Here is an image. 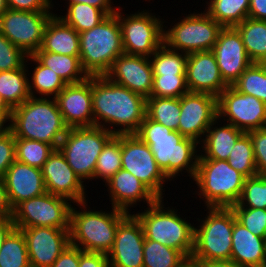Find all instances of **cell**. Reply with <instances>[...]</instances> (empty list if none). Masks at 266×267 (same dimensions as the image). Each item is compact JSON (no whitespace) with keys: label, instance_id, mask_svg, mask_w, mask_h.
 <instances>
[{"label":"cell","instance_id":"obj_8","mask_svg":"<svg viewBox=\"0 0 266 267\" xmlns=\"http://www.w3.org/2000/svg\"><path fill=\"white\" fill-rule=\"evenodd\" d=\"M206 210L205 219L197 218L200 224L194 227V249L189 261H230L234 212L231 207Z\"/></svg>","mask_w":266,"mask_h":267},{"label":"cell","instance_id":"obj_24","mask_svg":"<svg viewBox=\"0 0 266 267\" xmlns=\"http://www.w3.org/2000/svg\"><path fill=\"white\" fill-rule=\"evenodd\" d=\"M4 181L12 209L24 200L46 192L42 169L14 161L7 169Z\"/></svg>","mask_w":266,"mask_h":267},{"label":"cell","instance_id":"obj_51","mask_svg":"<svg viewBox=\"0 0 266 267\" xmlns=\"http://www.w3.org/2000/svg\"><path fill=\"white\" fill-rule=\"evenodd\" d=\"M79 267H109L107 254L83 252L80 255Z\"/></svg>","mask_w":266,"mask_h":267},{"label":"cell","instance_id":"obj_31","mask_svg":"<svg viewBox=\"0 0 266 267\" xmlns=\"http://www.w3.org/2000/svg\"><path fill=\"white\" fill-rule=\"evenodd\" d=\"M234 28L241 36L249 59L259 63L266 55V20L248 17Z\"/></svg>","mask_w":266,"mask_h":267},{"label":"cell","instance_id":"obj_35","mask_svg":"<svg viewBox=\"0 0 266 267\" xmlns=\"http://www.w3.org/2000/svg\"><path fill=\"white\" fill-rule=\"evenodd\" d=\"M143 267H184L189 260L174 248L145 239Z\"/></svg>","mask_w":266,"mask_h":267},{"label":"cell","instance_id":"obj_34","mask_svg":"<svg viewBox=\"0 0 266 267\" xmlns=\"http://www.w3.org/2000/svg\"><path fill=\"white\" fill-rule=\"evenodd\" d=\"M180 112V98H147L146 116L173 131H178Z\"/></svg>","mask_w":266,"mask_h":267},{"label":"cell","instance_id":"obj_9","mask_svg":"<svg viewBox=\"0 0 266 267\" xmlns=\"http://www.w3.org/2000/svg\"><path fill=\"white\" fill-rule=\"evenodd\" d=\"M113 136L112 132L97 126L68 128L58 149L81 181H90L94 180L98 156Z\"/></svg>","mask_w":266,"mask_h":267},{"label":"cell","instance_id":"obj_45","mask_svg":"<svg viewBox=\"0 0 266 267\" xmlns=\"http://www.w3.org/2000/svg\"><path fill=\"white\" fill-rule=\"evenodd\" d=\"M236 220L245 226L252 234L265 238L266 209L261 208H232Z\"/></svg>","mask_w":266,"mask_h":267},{"label":"cell","instance_id":"obj_27","mask_svg":"<svg viewBox=\"0 0 266 267\" xmlns=\"http://www.w3.org/2000/svg\"><path fill=\"white\" fill-rule=\"evenodd\" d=\"M218 122L222 123L217 117L207 129L205 137L200 143L202 150L199 159L228 160L237 140L245 133L230 123L223 121L224 124L219 125Z\"/></svg>","mask_w":266,"mask_h":267},{"label":"cell","instance_id":"obj_1","mask_svg":"<svg viewBox=\"0 0 266 267\" xmlns=\"http://www.w3.org/2000/svg\"><path fill=\"white\" fill-rule=\"evenodd\" d=\"M146 101L105 76H92L94 126L114 135L136 133L146 117Z\"/></svg>","mask_w":266,"mask_h":267},{"label":"cell","instance_id":"obj_2","mask_svg":"<svg viewBox=\"0 0 266 267\" xmlns=\"http://www.w3.org/2000/svg\"><path fill=\"white\" fill-rule=\"evenodd\" d=\"M136 135L149 145L158 167L170 181L178 178L180 173L183 175L186 172L192 180L194 179L200 155L198 153L200 143L184 137L178 131H173L147 116Z\"/></svg>","mask_w":266,"mask_h":267},{"label":"cell","instance_id":"obj_12","mask_svg":"<svg viewBox=\"0 0 266 267\" xmlns=\"http://www.w3.org/2000/svg\"><path fill=\"white\" fill-rule=\"evenodd\" d=\"M71 203L65 197L45 192L19 203L13 209L12 220L15 228L43 226L69 229Z\"/></svg>","mask_w":266,"mask_h":267},{"label":"cell","instance_id":"obj_44","mask_svg":"<svg viewBox=\"0 0 266 267\" xmlns=\"http://www.w3.org/2000/svg\"><path fill=\"white\" fill-rule=\"evenodd\" d=\"M187 92L186 75H154L150 96L180 98Z\"/></svg>","mask_w":266,"mask_h":267},{"label":"cell","instance_id":"obj_21","mask_svg":"<svg viewBox=\"0 0 266 267\" xmlns=\"http://www.w3.org/2000/svg\"><path fill=\"white\" fill-rule=\"evenodd\" d=\"M104 76L146 99L151 95L154 74L148 57L124 53L113 61Z\"/></svg>","mask_w":266,"mask_h":267},{"label":"cell","instance_id":"obj_56","mask_svg":"<svg viewBox=\"0 0 266 267\" xmlns=\"http://www.w3.org/2000/svg\"><path fill=\"white\" fill-rule=\"evenodd\" d=\"M193 267H238L232 261H190Z\"/></svg>","mask_w":266,"mask_h":267},{"label":"cell","instance_id":"obj_58","mask_svg":"<svg viewBox=\"0 0 266 267\" xmlns=\"http://www.w3.org/2000/svg\"><path fill=\"white\" fill-rule=\"evenodd\" d=\"M7 9L6 0H0V16Z\"/></svg>","mask_w":266,"mask_h":267},{"label":"cell","instance_id":"obj_4","mask_svg":"<svg viewBox=\"0 0 266 267\" xmlns=\"http://www.w3.org/2000/svg\"><path fill=\"white\" fill-rule=\"evenodd\" d=\"M88 201L76 203L81 208L71 207L69 236L70 244L85 252L108 254L114 245L119 223L129 214L113 208L111 212L92 210ZM107 211V212H106Z\"/></svg>","mask_w":266,"mask_h":267},{"label":"cell","instance_id":"obj_22","mask_svg":"<svg viewBox=\"0 0 266 267\" xmlns=\"http://www.w3.org/2000/svg\"><path fill=\"white\" fill-rule=\"evenodd\" d=\"M211 51L215 55L223 80L229 86L253 63L234 27H223Z\"/></svg>","mask_w":266,"mask_h":267},{"label":"cell","instance_id":"obj_5","mask_svg":"<svg viewBox=\"0 0 266 267\" xmlns=\"http://www.w3.org/2000/svg\"><path fill=\"white\" fill-rule=\"evenodd\" d=\"M80 62L88 76H104L124 54L118 10L92 29L79 33Z\"/></svg>","mask_w":266,"mask_h":267},{"label":"cell","instance_id":"obj_61","mask_svg":"<svg viewBox=\"0 0 266 267\" xmlns=\"http://www.w3.org/2000/svg\"><path fill=\"white\" fill-rule=\"evenodd\" d=\"M184 267H193L191 262L189 261Z\"/></svg>","mask_w":266,"mask_h":267},{"label":"cell","instance_id":"obj_7","mask_svg":"<svg viewBox=\"0 0 266 267\" xmlns=\"http://www.w3.org/2000/svg\"><path fill=\"white\" fill-rule=\"evenodd\" d=\"M245 179L227 160L198 159L193 181L205 207H231L238 203Z\"/></svg>","mask_w":266,"mask_h":267},{"label":"cell","instance_id":"obj_11","mask_svg":"<svg viewBox=\"0 0 266 267\" xmlns=\"http://www.w3.org/2000/svg\"><path fill=\"white\" fill-rule=\"evenodd\" d=\"M118 8V21L122 32L125 54L150 57L164 43V22L148 10L124 14ZM126 16H124V15Z\"/></svg>","mask_w":266,"mask_h":267},{"label":"cell","instance_id":"obj_36","mask_svg":"<svg viewBox=\"0 0 266 267\" xmlns=\"http://www.w3.org/2000/svg\"><path fill=\"white\" fill-rule=\"evenodd\" d=\"M66 7L65 15L59 17L78 33L92 29L108 16L101 9L89 4H66Z\"/></svg>","mask_w":266,"mask_h":267},{"label":"cell","instance_id":"obj_47","mask_svg":"<svg viewBox=\"0 0 266 267\" xmlns=\"http://www.w3.org/2000/svg\"><path fill=\"white\" fill-rule=\"evenodd\" d=\"M247 133L253 144L257 173L266 176V127Z\"/></svg>","mask_w":266,"mask_h":267},{"label":"cell","instance_id":"obj_59","mask_svg":"<svg viewBox=\"0 0 266 267\" xmlns=\"http://www.w3.org/2000/svg\"><path fill=\"white\" fill-rule=\"evenodd\" d=\"M0 110H11L3 101V99L0 96Z\"/></svg>","mask_w":266,"mask_h":267},{"label":"cell","instance_id":"obj_3","mask_svg":"<svg viewBox=\"0 0 266 267\" xmlns=\"http://www.w3.org/2000/svg\"><path fill=\"white\" fill-rule=\"evenodd\" d=\"M67 130L55 98L30 96L11 110L10 131L15 138L45 142L58 149Z\"/></svg>","mask_w":266,"mask_h":267},{"label":"cell","instance_id":"obj_39","mask_svg":"<svg viewBox=\"0 0 266 267\" xmlns=\"http://www.w3.org/2000/svg\"><path fill=\"white\" fill-rule=\"evenodd\" d=\"M120 169H122L121 134H118L106 143L98 156L94 179H101L106 183Z\"/></svg>","mask_w":266,"mask_h":267},{"label":"cell","instance_id":"obj_14","mask_svg":"<svg viewBox=\"0 0 266 267\" xmlns=\"http://www.w3.org/2000/svg\"><path fill=\"white\" fill-rule=\"evenodd\" d=\"M54 14L7 9L0 16V33L27 55H33L41 48L46 24Z\"/></svg>","mask_w":266,"mask_h":267},{"label":"cell","instance_id":"obj_26","mask_svg":"<svg viewBox=\"0 0 266 267\" xmlns=\"http://www.w3.org/2000/svg\"><path fill=\"white\" fill-rule=\"evenodd\" d=\"M230 261L238 267H266V240L240 224L234 214Z\"/></svg>","mask_w":266,"mask_h":267},{"label":"cell","instance_id":"obj_38","mask_svg":"<svg viewBox=\"0 0 266 267\" xmlns=\"http://www.w3.org/2000/svg\"><path fill=\"white\" fill-rule=\"evenodd\" d=\"M0 267H31L24 234L14 229L0 249Z\"/></svg>","mask_w":266,"mask_h":267},{"label":"cell","instance_id":"obj_43","mask_svg":"<svg viewBox=\"0 0 266 267\" xmlns=\"http://www.w3.org/2000/svg\"><path fill=\"white\" fill-rule=\"evenodd\" d=\"M231 208L266 209V176L256 175L246 178L241 197Z\"/></svg>","mask_w":266,"mask_h":267},{"label":"cell","instance_id":"obj_28","mask_svg":"<svg viewBox=\"0 0 266 267\" xmlns=\"http://www.w3.org/2000/svg\"><path fill=\"white\" fill-rule=\"evenodd\" d=\"M38 51L80 56L79 33L54 14L46 24L43 43Z\"/></svg>","mask_w":266,"mask_h":267},{"label":"cell","instance_id":"obj_19","mask_svg":"<svg viewBox=\"0 0 266 267\" xmlns=\"http://www.w3.org/2000/svg\"><path fill=\"white\" fill-rule=\"evenodd\" d=\"M42 175L46 192L65 197L73 204L88 200L86 183L75 174L59 149H55L44 163Z\"/></svg>","mask_w":266,"mask_h":267},{"label":"cell","instance_id":"obj_52","mask_svg":"<svg viewBox=\"0 0 266 267\" xmlns=\"http://www.w3.org/2000/svg\"><path fill=\"white\" fill-rule=\"evenodd\" d=\"M67 4L84 3L104 11L107 15L115 14L118 6L115 7L111 0H66ZM112 3V4H111ZM113 5V6H112Z\"/></svg>","mask_w":266,"mask_h":267},{"label":"cell","instance_id":"obj_17","mask_svg":"<svg viewBox=\"0 0 266 267\" xmlns=\"http://www.w3.org/2000/svg\"><path fill=\"white\" fill-rule=\"evenodd\" d=\"M144 241L141 222L129 213L116 229L114 245L107 254L109 267H143Z\"/></svg>","mask_w":266,"mask_h":267},{"label":"cell","instance_id":"obj_37","mask_svg":"<svg viewBox=\"0 0 266 267\" xmlns=\"http://www.w3.org/2000/svg\"><path fill=\"white\" fill-rule=\"evenodd\" d=\"M188 54L172 50L164 43L149 57L154 75H186Z\"/></svg>","mask_w":266,"mask_h":267},{"label":"cell","instance_id":"obj_46","mask_svg":"<svg viewBox=\"0 0 266 267\" xmlns=\"http://www.w3.org/2000/svg\"><path fill=\"white\" fill-rule=\"evenodd\" d=\"M28 55L11 43L0 33V71H11L22 68L27 62ZM26 58V59H25Z\"/></svg>","mask_w":266,"mask_h":267},{"label":"cell","instance_id":"obj_18","mask_svg":"<svg viewBox=\"0 0 266 267\" xmlns=\"http://www.w3.org/2000/svg\"><path fill=\"white\" fill-rule=\"evenodd\" d=\"M16 229L25 236L31 267H51L70 244L69 229L43 226Z\"/></svg>","mask_w":266,"mask_h":267},{"label":"cell","instance_id":"obj_13","mask_svg":"<svg viewBox=\"0 0 266 267\" xmlns=\"http://www.w3.org/2000/svg\"><path fill=\"white\" fill-rule=\"evenodd\" d=\"M121 158L122 169L137 177L158 199H163L164 183L170 180L158 167L149 145L136 133L121 134Z\"/></svg>","mask_w":266,"mask_h":267},{"label":"cell","instance_id":"obj_41","mask_svg":"<svg viewBox=\"0 0 266 267\" xmlns=\"http://www.w3.org/2000/svg\"><path fill=\"white\" fill-rule=\"evenodd\" d=\"M231 86L266 104V68L259 63H252Z\"/></svg>","mask_w":266,"mask_h":267},{"label":"cell","instance_id":"obj_49","mask_svg":"<svg viewBox=\"0 0 266 267\" xmlns=\"http://www.w3.org/2000/svg\"><path fill=\"white\" fill-rule=\"evenodd\" d=\"M7 8L30 12H52V0H6ZM52 11H51V10Z\"/></svg>","mask_w":266,"mask_h":267},{"label":"cell","instance_id":"obj_25","mask_svg":"<svg viewBox=\"0 0 266 267\" xmlns=\"http://www.w3.org/2000/svg\"><path fill=\"white\" fill-rule=\"evenodd\" d=\"M105 185L108 187L112 207L127 213H131L130 208H134L137 202L143 201L149 206L158 200L144 183L124 169L118 170Z\"/></svg>","mask_w":266,"mask_h":267},{"label":"cell","instance_id":"obj_60","mask_svg":"<svg viewBox=\"0 0 266 267\" xmlns=\"http://www.w3.org/2000/svg\"><path fill=\"white\" fill-rule=\"evenodd\" d=\"M259 64L266 68V55L263 57V59L259 62Z\"/></svg>","mask_w":266,"mask_h":267},{"label":"cell","instance_id":"obj_23","mask_svg":"<svg viewBox=\"0 0 266 267\" xmlns=\"http://www.w3.org/2000/svg\"><path fill=\"white\" fill-rule=\"evenodd\" d=\"M185 73L189 92L208 93L218 97L229 86L221 76L212 51L188 54Z\"/></svg>","mask_w":266,"mask_h":267},{"label":"cell","instance_id":"obj_33","mask_svg":"<svg viewBox=\"0 0 266 267\" xmlns=\"http://www.w3.org/2000/svg\"><path fill=\"white\" fill-rule=\"evenodd\" d=\"M205 12L223 27H234L248 18L250 0H209Z\"/></svg>","mask_w":266,"mask_h":267},{"label":"cell","instance_id":"obj_54","mask_svg":"<svg viewBox=\"0 0 266 267\" xmlns=\"http://www.w3.org/2000/svg\"><path fill=\"white\" fill-rule=\"evenodd\" d=\"M248 17L256 20H266V0H250Z\"/></svg>","mask_w":266,"mask_h":267},{"label":"cell","instance_id":"obj_42","mask_svg":"<svg viewBox=\"0 0 266 267\" xmlns=\"http://www.w3.org/2000/svg\"><path fill=\"white\" fill-rule=\"evenodd\" d=\"M229 165L246 178L258 175L253 144L248 133H244L234 145L228 156Z\"/></svg>","mask_w":266,"mask_h":267},{"label":"cell","instance_id":"obj_32","mask_svg":"<svg viewBox=\"0 0 266 267\" xmlns=\"http://www.w3.org/2000/svg\"><path fill=\"white\" fill-rule=\"evenodd\" d=\"M31 59V60H30ZM35 64L32 70L31 81L29 80V93L32 97L55 98L59 92L67 85L63 79L52 69L43 66L33 55H28L26 61ZM36 94H38L36 96Z\"/></svg>","mask_w":266,"mask_h":267},{"label":"cell","instance_id":"obj_55","mask_svg":"<svg viewBox=\"0 0 266 267\" xmlns=\"http://www.w3.org/2000/svg\"><path fill=\"white\" fill-rule=\"evenodd\" d=\"M15 229L12 217H0V249L7 236Z\"/></svg>","mask_w":266,"mask_h":267},{"label":"cell","instance_id":"obj_29","mask_svg":"<svg viewBox=\"0 0 266 267\" xmlns=\"http://www.w3.org/2000/svg\"><path fill=\"white\" fill-rule=\"evenodd\" d=\"M33 56L43 66L52 69L66 84L83 82L89 77L82 68L79 56H68L47 51H36Z\"/></svg>","mask_w":266,"mask_h":267},{"label":"cell","instance_id":"obj_48","mask_svg":"<svg viewBox=\"0 0 266 267\" xmlns=\"http://www.w3.org/2000/svg\"><path fill=\"white\" fill-rule=\"evenodd\" d=\"M15 160V137L10 131L0 137V178H4L8 167Z\"/></svg>","mask_w":266,"mask_h":267},{"label":"cell","instance_id":"obj_6","mask_svg":"<svg viewBox=\"0 0 266 267\" xmlns=\"http://www.w3.org/2000/svg\"><path fill=\"white\" fill-rule=\"evenodd\" d=\"M164 199H158L143 212L134 215L141 222L145 239L179 250L190 260L194 249V225L180 217L178 210L164 207Z\"/></svg>","mask_w":266,"mask_h":267},{"label":"cell","instance_id":"obj_30","mask_svg":"<svg viewBox=\"0 0 266 267\" xmlns=\"http://www.w3.org/2000/svg\"><path fill=\"white\" fill-rule=\"evenodd\" d=\"M28 72L27 64L15 70L0 71V96L11 110L31 96Z\"/></svg>","mask_w":266,"mask_h":267},{"label":"cell","instance_id":"obj_15","mask_svg":"<svg viewBox=\"0 0 266 267\" xmlns=\"http://www.w3.org/2000/svg\"><path fill=\"white\" fill-rule=\"evenodd\" d=\"M217 110L219 119L245 133L266 127V104L254 96L238 92L232 86L217 97Z\"/></svg>","mask_w":266,"mask_h":267},{"label":"cell","instance_id":"obj_10","mask_svg":"<svg viewBox=\"0 0 266 267\" xmlns=\"http://www.w3.org/2000/svg\"><path fill=\"white\" fill-rule=\"evenodd\" d=\"M164 28V44L172 50L190 54L211 51L223 26L205 11H194L170 28L165 25Z\"/></svg>","mask_w":266,"mask_h":267},{"label":"cell","instance_id":"obj_16","mask_svg":"<svg viewBox=\"0 0 266 267\" xmlns=\"http://www.w3.org/2000/svg\"><path fill=\"white\" fill-rule=\"evenodd\" d=\"M178 132L201 143L207 129L218 117L217 97L208 93L187 92L180 97Z\"/></svg>","mask_w":266,"mask_h":267},{"label":"cell","instance_id":"obj_20","mask_svg":"<svg viewBox=\"0 0 266 267\" xmlns=\"http://www.w3.org/2000/svg\"><path fill=\"white\" fill-rule=\"evenodd\" d=\"M55 99L68 128L94 126L92 76L83 82L67 84Z\"/></svg>","mask_w":266,"mask_h":267},{"label":"cell","instance_id":"obj_40","mask_svg":"<svg viewBox=\"0 0 266 267\" xmlns=\"http://www.w3.org/2000/svg\"><path fill=\"white\" fill-rule=\"evenodd\" d=\"M55 148L45 142L15 138L16 161L42 169Z\"/></svg>","mask_w":266,"mask_h":267},{"label":"cell","instance_id":"obj_50","mask_svg":"<svg viewBox=\"0 0 266 267\" xmlns=\"http://www.w3.org/2000/svg\"><path fill=\"white\" fill-rule=\"evenodd\" d=\"M84 251L69 244L51 267H79L80 255Z\"/></svg>","mask_w":266,"mask_h":267},{"label":"cell","instance_id":"obj_53","mask_svg":"<svg viewBox=\"0 0 266 267\" xmlns=\"http://www.w3.org/2000/svg\"><path fill=\"white\" fill-rule=\"evenodd\" d=\"M13 209L8 200L4 178H0V217H12Z\"/></svg>","mask_w":266,"mask_h":267},{"label":"cell","instance_id":"obj_57","mask_svg":"<svg viewBox=\"0 0 266 267\" xmlns=\"http://www.w3.org/2000/svg\"><path fill=\"white\" fill-rule=\"evenodd\" d=\"M10 122L11 110H0V137L10 132Z\"/></svg>","mask_w":266,"mask_h":267}]
</instances>
